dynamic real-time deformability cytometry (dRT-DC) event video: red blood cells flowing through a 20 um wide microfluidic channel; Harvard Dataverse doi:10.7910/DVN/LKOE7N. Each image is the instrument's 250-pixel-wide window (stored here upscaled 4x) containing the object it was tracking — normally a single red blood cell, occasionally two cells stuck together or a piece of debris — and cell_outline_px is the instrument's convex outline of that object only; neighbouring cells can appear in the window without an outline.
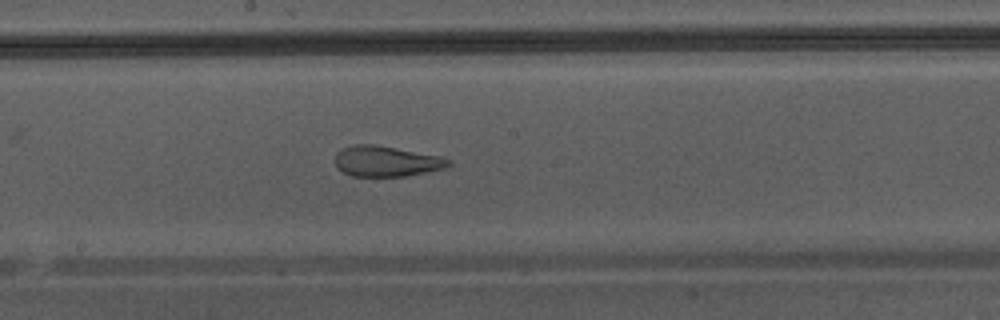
{"species": "Egyptian fruit bat (a non-hibernating species)", "species_latin": "Rousettus aegyptiacus", "temperature_condition": "warm", "stored_images_in_passage": 48, "camera_frame_rate_fps": 3000, "um_per_image_px": 0.085, "animal": {"sex": "male"}, "frame": {"image": 1, "passage_image": 28, "time_ms": 9.0, "image_size_px": [1000, 320], "cell_outline_px": [[452, 164], [448, 168], [404, 176], [352, 176], [336, 168], [336, 152], [340, 148], [356, 144], [372, 144], [440, 156], [452, 160]], "centroid_in_image_um": [32.85, 13.71], "position_along_channel_um": 215.4, "area_um2": 20.23}}